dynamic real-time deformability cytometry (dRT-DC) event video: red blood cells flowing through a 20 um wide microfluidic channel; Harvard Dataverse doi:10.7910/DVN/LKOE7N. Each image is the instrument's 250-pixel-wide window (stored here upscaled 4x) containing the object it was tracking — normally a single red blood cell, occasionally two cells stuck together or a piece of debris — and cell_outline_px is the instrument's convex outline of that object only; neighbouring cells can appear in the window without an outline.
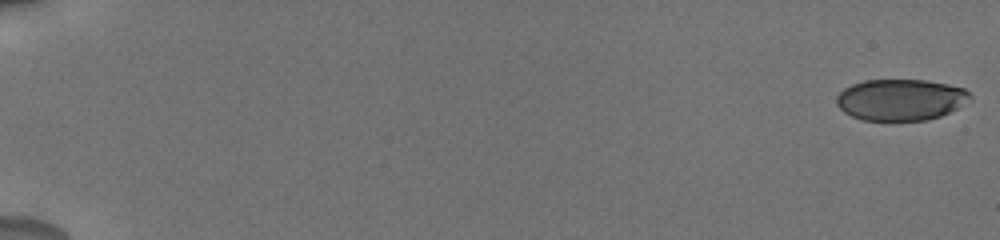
{"species": "human", "species_latin": "Homo sapiens", "temperature_condition": "cold", "stored_images_in_passage": 9, "camera_frame_rate_fps": 3000, "um_per_image_px": 0.085, "donor": {"sex": "male"}, "frame": {"image": 1, "passage_image": 1, "time_ms": 0.0, "image_size_px": [1000, 240], "cell_outline_px": [[972, 100], [940, 116], [928, 120], [864, 120], [852, 116], [844, 112], [836, 104], [836, 96], [844, 88], [852, 84], [864, 80], [928, 80], [948, 84], [964, 88], [972, 96]], "centroid_in_image_um": [76.56, 8.47], "position_along_channel_um": 8.4, "area_um2": 32.25}}
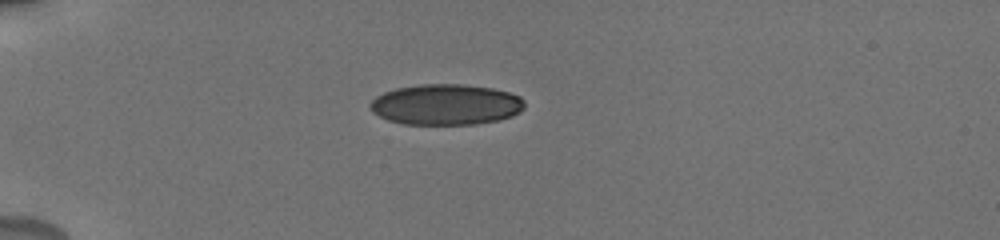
{"frame": {"image": 2, "passage_image": 6, "time_ms": 5.333, "image_size_px": [1000, 240], "cell_outline_px": [[524, 108], [520, 112], [512, 116], [500, 120], [476, 124], [404, 124], [388, 120], [372, 112], [368, 104], [376, 96], [384, 92], [396, 88], [420, 84], [464, 84], [492, 88], [508, 92], [520, 96], [524, 100]], "centroid_in_image_um": [37.91, 8.88], "position_along_channel_um": 47.1, "area_um2": 36.88}}
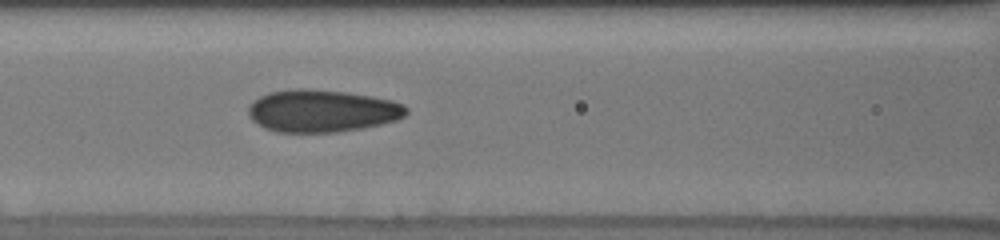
{"frame": {"image": 3, "passage_image": 9, "time_ms": 8.667, "image_size_px": [1000, 240], "cell_outline_px": [[408, 112], [404, 116], [396, 120], [380, 124], [360, 128], [336, 132], [276, 132], [264, 128], [252, 120], [248, 116], [248, 108], [260, 96], [268, 92], [296, 88], [304, 88], [344, 92], [372, 96], [392, 100], [404, 104], [408, 108]], "centroid_in_image_um": [27.37, 9.42], "position_along_channel_um": 139.2, "area_um2": 38.96}}